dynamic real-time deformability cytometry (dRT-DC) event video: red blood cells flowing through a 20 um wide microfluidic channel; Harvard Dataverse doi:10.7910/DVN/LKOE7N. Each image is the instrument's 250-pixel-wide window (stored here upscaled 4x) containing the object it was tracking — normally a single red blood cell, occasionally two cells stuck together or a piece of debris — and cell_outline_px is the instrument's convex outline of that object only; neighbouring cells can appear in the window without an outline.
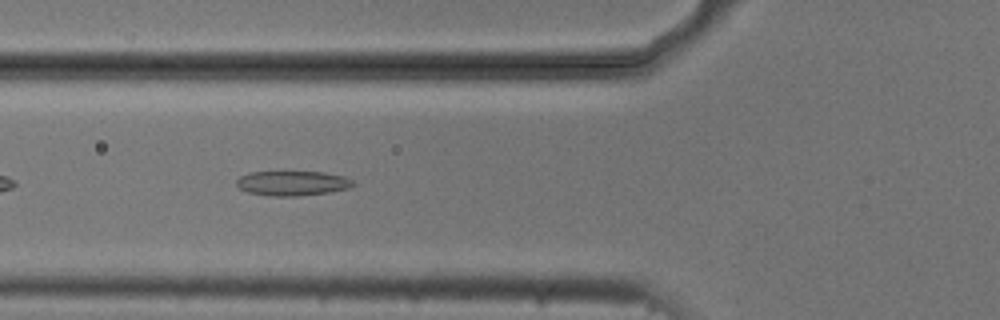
{"species": "common noctule bat (a hibernating species)", "species_latin": "Nyctalus noctula", "temperature_condition": "cold", "stored_images_in_passage": 40, "camera_frame_rate_fps": 3000, "um_per_image_px": 0.085, "animal": {"sex": "male", "body_mass_g": 20.5, "forearm_length_mm": 52.5}, "frame": {"image": 1, "passage_image": 6, "time_ms": 1.667, "image_size_px": [1000, 320], "cell_outline_px": [[356, 184], [352, 188], [332, 192], [300, 196], [272, 196], [248, 192], [240, 188], [236, 184], [236, 180], [240, 176], [248, 172], [324, 172], [344, 176], [352, 180]], "centroid_in_image_um": [24.9, 15.58], "position_along_channel_um": 100.9, "area_um2": 16.99}}
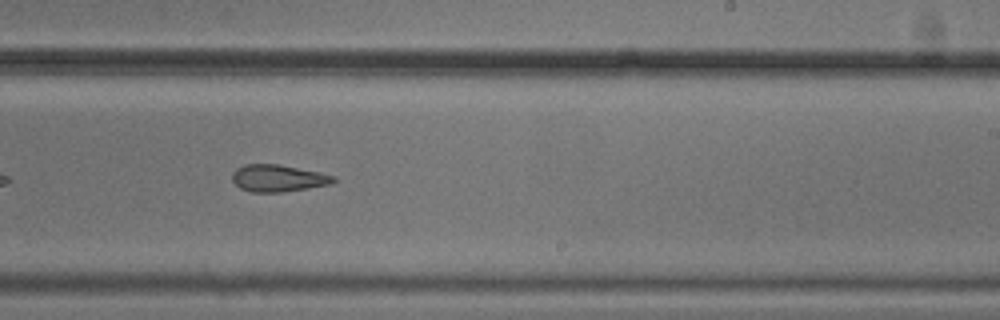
{"frame": {"image": 2, "passage_image": 19, "time_ms": 6.0, "image_size_px": [1000, 320], "cell_outline_px": [[336, 180], [332, 184], [284, 192], [252, 192], [240, 188], [232, 180], [232, 172], [236, 168], [244, 164], [280, 164], [320, 172], [336, 176]], "centroid_in_image_um": [23.65, 15.14], "position_along_channel_um": 265.4, "area_um2": 16.13}}
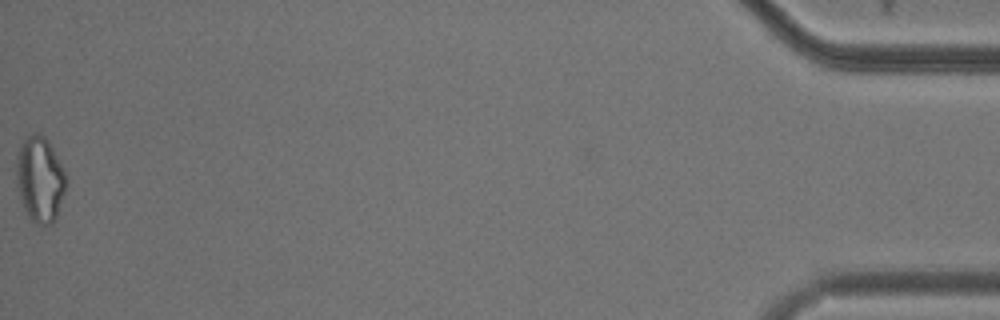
{"frame": {"image": 3, "passage_image": 40, "time_ms": 13.0, "image_size_px": [1000, 320], "cell_outline_px": [[68, 184], [56, 216], [52, 224], [44, 228], [36, 224], [28, 216], [24, 208], [16, 184], [16, 152], [24, 136], [36, 132], [40, 132], [48, 140], [64, 172]], "centroid_in_image_um": [3.37, 15.23], "position_along_channel_um": 431.8, "area_um2": 25.2}, "authors_computed_cell_mechanics": {"area_um2": 17.1377, "velocity_mm_per_s": 3.7796, "shape_relaxation_time_tau1_ms": null, "shape_relaxation_time_tau2_ms": 4.6897, "deformation_change_tau1": null, "deformation_change_tau2": 0.1414}}